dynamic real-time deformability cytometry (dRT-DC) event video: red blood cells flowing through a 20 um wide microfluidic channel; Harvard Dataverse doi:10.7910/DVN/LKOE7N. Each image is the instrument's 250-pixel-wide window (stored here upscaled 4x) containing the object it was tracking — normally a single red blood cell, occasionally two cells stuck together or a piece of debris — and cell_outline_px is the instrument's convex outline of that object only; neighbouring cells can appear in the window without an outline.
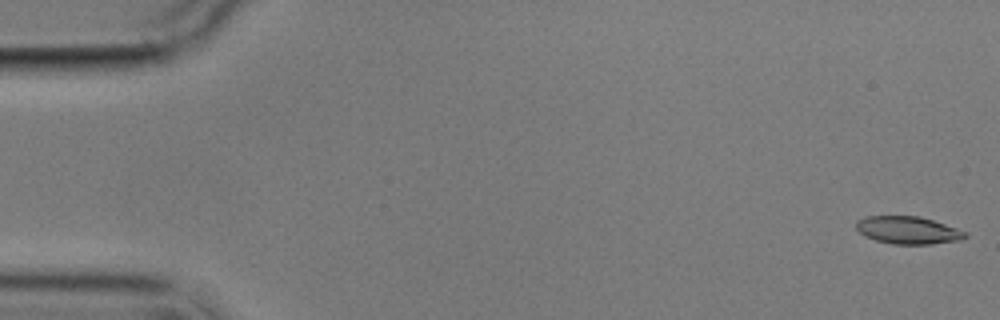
{"species": "common noctule bat (a hibernating species)", "species_latin": "Nyctalus noctula", "temperature_condition": "cold", "stored_images_in_passage": 15, "camera_frame_rate_fps": 3000, "um_per_image_px": 0.085, "animal": {"sex": "male", "body_mass_g": 17.9}, "frame": {"image": 1, "passage_image": 1, "time_ms": 0.0, "image_size_px": [1000, 320], "cell_outline_px": [[968, 236], [960, 240], [932, 244], [892, 244], [876, 240], [864, 236], [856, 228], [856, 220], [864, 216], [920, 216], [968, 232]], "centroid_in_image_um": [77.17, 19.56], "position_along_channel_um": 7.8, "area_um2": 17.57}}
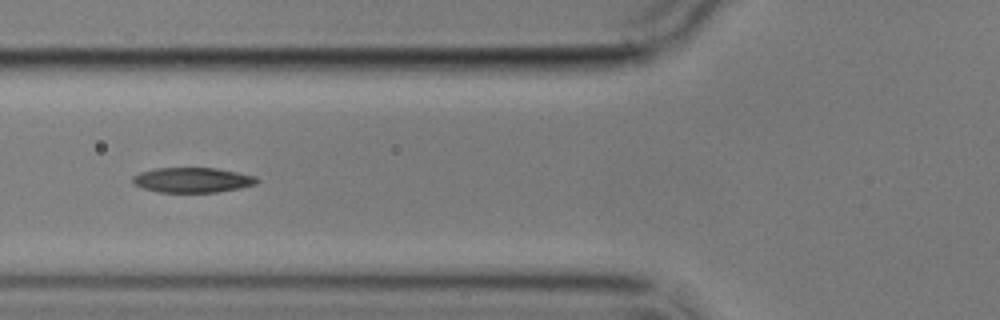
{"frame": {"image": 2, "passage_image": 6, "time_ms": 6.667, "image_size_px": [1000, 320], "cell_outline_px": [[260, 180], [256, 184], [240, 188], [216, 192], [160, 192], [144, 188], [132, 184], [132, 176], [140, 172], [156, 168], [216, 168], [256, 176]], "centroid_in_image_um": [16.35, 15.3], "position_along_channel_um": 109.4, "area_um2": 18.09}}
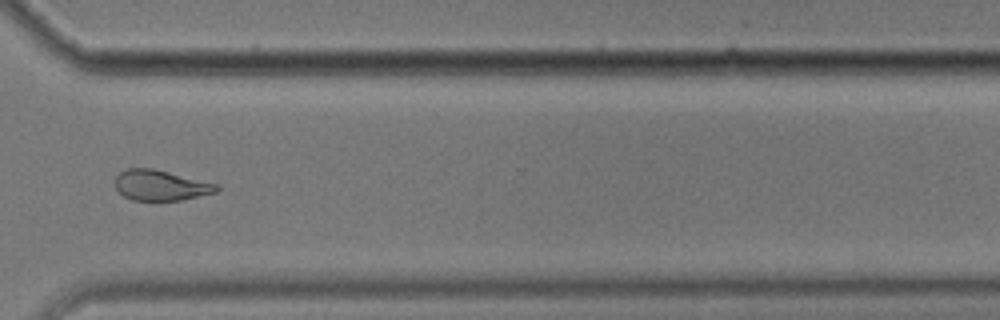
{"frame": {"image": 3, "passage_image": 12, "time_ms": 13.667, "image_size_px": [1000, 320], "cell_outline_px": [[220, 188], [216, 192], [180, 200], [132, 200], [124, 196], [116, 188], [116, 176], [120, 172], [128, 168], [152, 168], [220, 184]], "centroid_in_image_um": [13.68, 15.74], "position_along_channel_um": 356.9, "area_um2": 17.92}, "authors_computed_cell_mechanics": {"area_um2": 17.8024, "velocity_mm_per_s": 3.5391, "shape_relaxation_time_tau1_ms": 7.1628, "shape_relaxation_time_tau2_ms": 4.288, "deformation_change_tau1": 0.1792, "deformation_change_tau2": 0.1156}}